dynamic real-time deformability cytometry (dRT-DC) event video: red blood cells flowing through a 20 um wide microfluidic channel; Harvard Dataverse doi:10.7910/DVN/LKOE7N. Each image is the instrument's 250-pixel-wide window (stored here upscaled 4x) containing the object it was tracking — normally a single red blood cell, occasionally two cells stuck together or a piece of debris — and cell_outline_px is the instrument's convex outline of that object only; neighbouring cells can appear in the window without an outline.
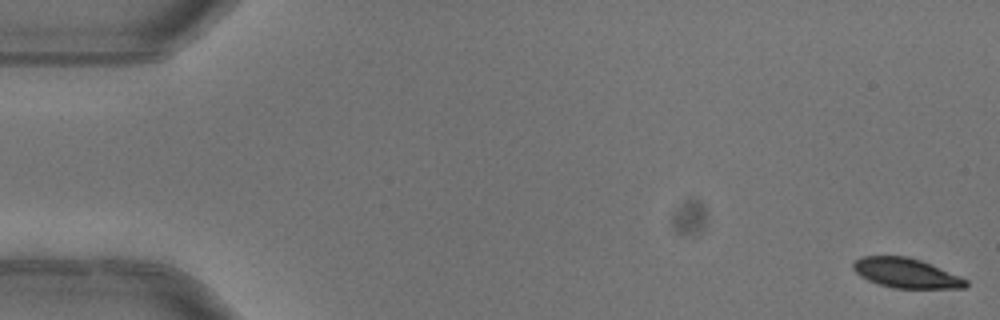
{"species": "common noctule bat (a hibernating species)", "species_latin": "Nyctalus noctula", "temperature_condition": "warm", "stored_images_in_passage": 4, "camera_frame_rate_fps": 3000, "um_per_image_px": 0.085, "animal": {"sex": "female"}, "frame": {"image": 1, "passage_image": 1, "time_ms": 0.0, "image_size_px": [1000, 320], "cell_outline_px": [[968, 284], [964, 288], [892, 288], [868, 280], [860, 276], [852, 268], [852, 264], [860, 256], [908, 256], [932, 264], [960, 276], [968, 280]], "centroid_in_image_um": [77.02, 23.2], "position_along_channel_um": 8.0, "area_um2": 19.54}}
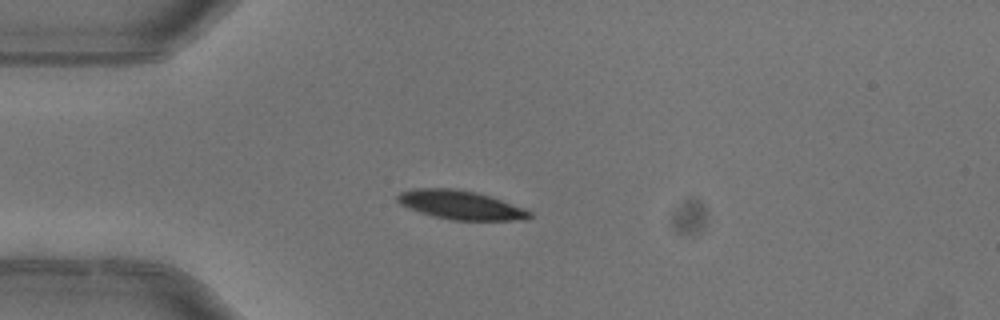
{"frame": {"image": 2, "passage_image": 4, "time_ms": 1.0, "image_size_px": [1000, 320], "cell_outline_px": [[532, 216], [528, 220], [452, 220], [432, 216], [408, 208], [400, 204], [396, 200], [396, 196], [400, 192], [416, 188], [452, 188], [476, 192], [524, 208], [532, 212]], "centroid_in_image_um": [39.14, 17.43], "position_along_channel_um": 45.9, "area_um2": 22.2}}